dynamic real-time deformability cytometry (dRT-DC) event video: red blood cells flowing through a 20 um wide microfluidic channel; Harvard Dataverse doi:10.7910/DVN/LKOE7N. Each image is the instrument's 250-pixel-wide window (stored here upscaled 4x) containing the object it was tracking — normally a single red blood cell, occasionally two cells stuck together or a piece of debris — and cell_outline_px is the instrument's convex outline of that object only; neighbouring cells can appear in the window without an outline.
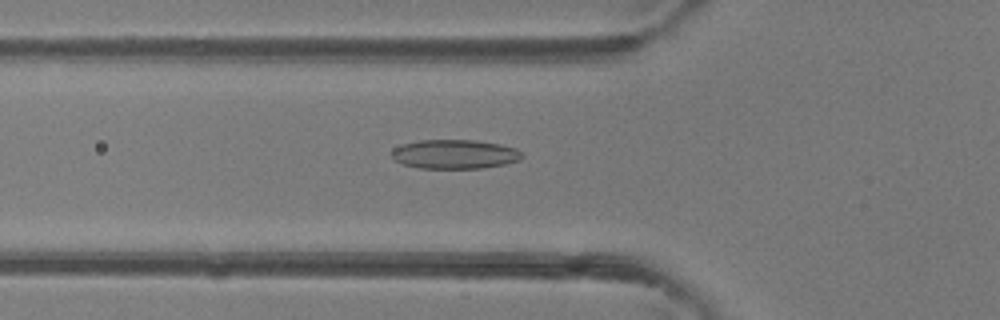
{"species": "common noctule bat (a hibernating species)", "species_latin": "Nyctalus noctula", "temperature_condition": "room temperature", "stored_images_in_passage": 46, "camera_frame_rate_fps": 3000, "um_per_image_px": 0.085, "animal": {"sex": "female"}, "frame": {"image": 1, "passage_image": 16, "time_ms": 5.0, "image_size_px": [1000, 320], "cell_outline_px": [[524, 156], [520, 160], [504, 164], [484, 168], [420, 168], [404, 164], [396, 160], [392, 156], [392, 148], [404, 144], [420, 140], [476, 140], [500, 144], [516, 148]], "centroid_in_image_um": [38.68, 13.1], "position_along_channel_um": 87.1, "area_um2": 22.08}}
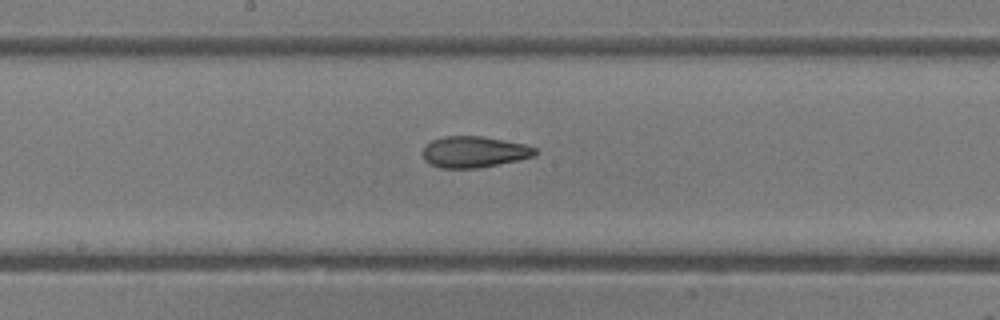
{"frame": {"image": 2, "passage_image": 24, "time_ms": 7.667, "image_size_px": [1000, 320], "cell_outline_px": [[536, 156], [476, 168], [440, 168], [424, 160], [424, 144], [432, 140], [444, 136], [480, 136], [524, 144], [536, 148]], "centroid_in_image_um": [40.27, 12.9], "position_along_channel_um": 207.9, "area_um2": 20.17}}
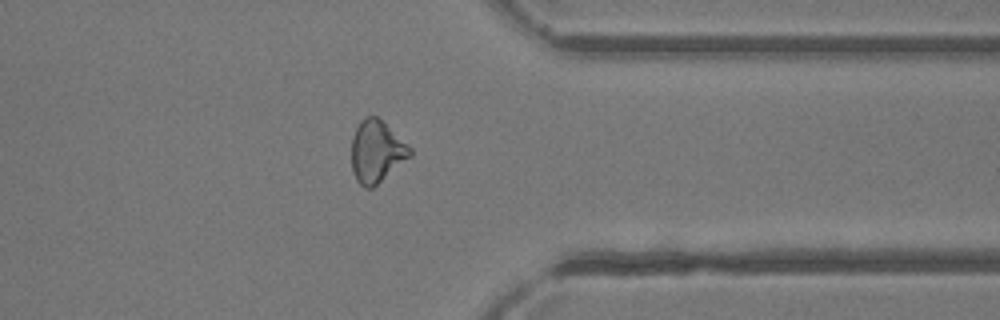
{"frame": {"image": 3, "passage_image": 36, "time_ms": 11.667, "image_size_px": [1000, 320], "cell_outline_px": [[412, 156], [372, 188], [364, 188], [356, 180], [352, 172], [352, 136], [360, 120], [364, 116], [376, 116], [412, 148]], "centroid_in_image_um": [32.0, 12.89], "position_along_channel_um": 379.4, "area_um2": 21.1}, "authors_computed_cell_mechanics": {"area_um2": 21.2993, "velocity_mm_per_s": 4.4915, "shape_relaxation_time_tau1_ms": 5.2733, "shape_relaxation_time_tau2_ms": 2.1529, "deformation_change_tau1": 0.1458, "deformation_change_tau2": 0.0996}}